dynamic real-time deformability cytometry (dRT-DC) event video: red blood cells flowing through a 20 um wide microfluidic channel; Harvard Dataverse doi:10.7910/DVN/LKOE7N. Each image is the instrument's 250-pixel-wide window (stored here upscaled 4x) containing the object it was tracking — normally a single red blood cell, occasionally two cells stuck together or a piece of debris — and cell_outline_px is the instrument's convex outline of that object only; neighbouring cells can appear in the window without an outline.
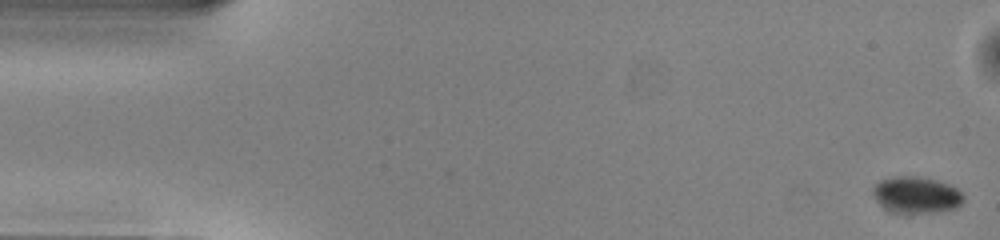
{"species": "common noctule bat (a hibernating species)", "species_latin": "Nyctalus noctula", "temperature_condition": "warm", "stored_images_in_passage": 52, "camera_frame_rate_fps": 3000, "um_per_image_px": 0.085, "animal": {"sex": "male", "body_mass_g": 13.0, "forearm_length_mm": 53.1}, "frame": {"image": 1, "passage_image": 1, "time_ms": 0.0, "image_size_px": [1000, 240], "cell_outline_px": [[964, 200], [956, 208], [936, 212], [908, 216], [892, 212], [884, 208], [872, 196], [872, 188], [880, 180], [892, 176], [920, 176], [936, 180], [948, 184], [956, 188], [964, 196]], "centroid_in_image_um": [77.85, 16.6], "position_along_channel_um": 7.2, "area_um2": 19.94}}
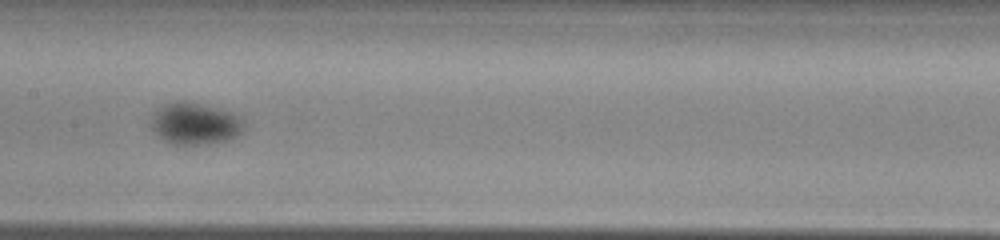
{"frame": {"image": 2, "passage_image": 25, "time_ms": 8.0, "image_size_px": [1000, 240], "cell_outline_px": [[244, 128], [236, 136], [228, 140], [208, 144], [172, 144], [164, 140], [148, 124], [156, 108], [164, 104], [176, 100], [188, 100], [228, 112], [244, 120]], "centroid_in_image_um": [16.52, 10.49], "position_along_channel_um": 190.9, "area_um2": 22.66}}
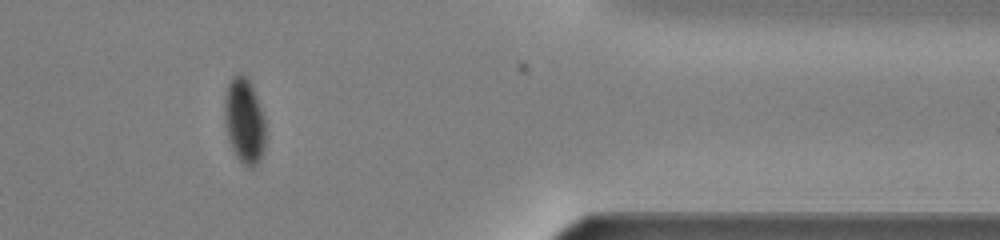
{"frame": {"image": 3, "passage_image": 42, "time_ms": 13.667, "image_size_px": [1000, 240], "cell_outline_px": [[264, 148], [260, 160], [252, 168], [248, 168], [236, 156], [228, 140], [224, 124], [224, 96], [228, 84], [232, 76], [236, 72], [240, 72], [248, 80], [256, 96], [264, 120]], "centroid_in_image_um": [20.72, 10.27], "position_along_channel_um": 390.7, "area_um2": 20.35}}